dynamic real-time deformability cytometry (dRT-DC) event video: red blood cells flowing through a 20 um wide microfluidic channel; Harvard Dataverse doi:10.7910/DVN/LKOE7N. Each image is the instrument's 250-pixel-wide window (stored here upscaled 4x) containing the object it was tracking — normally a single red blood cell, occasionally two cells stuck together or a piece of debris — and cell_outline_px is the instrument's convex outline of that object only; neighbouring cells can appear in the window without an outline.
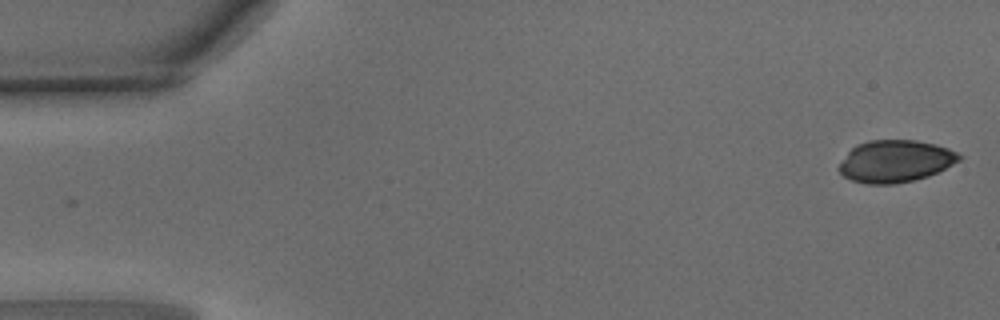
{"species": "common noctule bat (a hibernating species)", "species_latin": "Nyctalus noctula", "temperature_condition": "warm", "stored_images_in_passage": 21, "camera_frame_rate_fps": 3000, "um_per_image_px": 0.085, "animal": {"sex": "male", "body_mass_g": 15.6}, "frame": {"image": 1, "passage_image": 1, "time_ms": 0.0, "image_size_px": [1000, 320], "cell_outline_px": [[964, 156], [960, 160], [928, 176], [912, 180], [892, 184], [868, 184], [852, 180], [844, 176], [836, 168], [848, 152], [856, 144], [868, 140], [916, 140], [936, 144], [948, 148]], "centroid_in_image_um": [76.09, 13.69], "position_along_channel_um": 8.9, "area_um2": 29.42}}
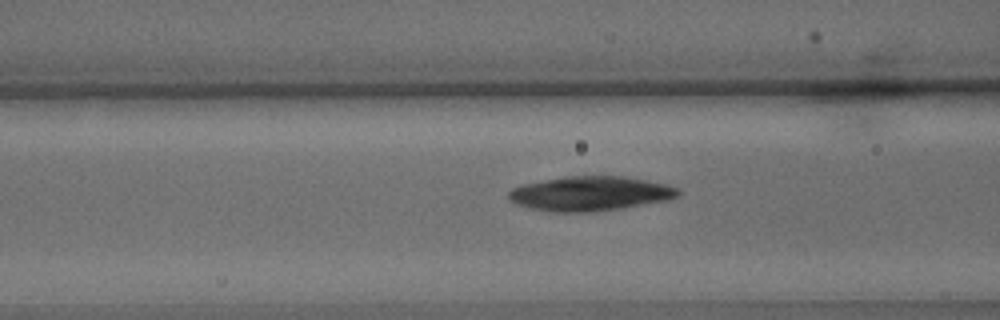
{"frame": {"image": 2, "passage_image": 18, "time_ms": 5.667, "image_size_px": [1000, 320], "cell_outline_px": [[680, 192], [676, 196], [668, 200], [620, 208], [592, 212], [548, 212], [516, 204], [508, 196], [508, 192], [512, 188], [524, 184], [564, 176], [624, 176], [648, 180], [668, 184], [680, 188]], "centroid_in_image_um": [50.19, 16.45], "position_along_channel_um": 116.4, "area_um2": 34.1}}
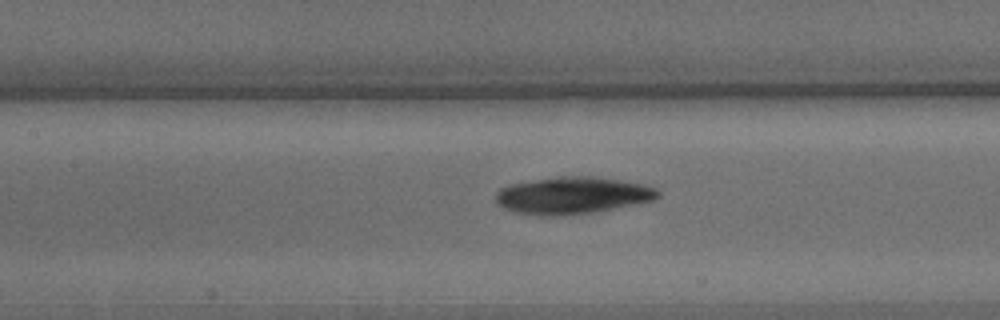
{"frame": {"image": 3, "passage_image": 21, "time_ms": 6.667, "image_size_px": [1000, 320], "cell_outline_px": [[660, 196], [656, 200], [596, 212], [556, 216], [540, 216], [516, 212], [504, 208], [496, 204], [496, 192], [500, 188], [508, 184], [564, 176], [592, 176], [620, 180], [640, 184], [656, 188], [660, 192]], "centroid_in_image_um": [48.66, 16.62], "position_along_channel_um": 158.7, "area_um2": 35.08}}